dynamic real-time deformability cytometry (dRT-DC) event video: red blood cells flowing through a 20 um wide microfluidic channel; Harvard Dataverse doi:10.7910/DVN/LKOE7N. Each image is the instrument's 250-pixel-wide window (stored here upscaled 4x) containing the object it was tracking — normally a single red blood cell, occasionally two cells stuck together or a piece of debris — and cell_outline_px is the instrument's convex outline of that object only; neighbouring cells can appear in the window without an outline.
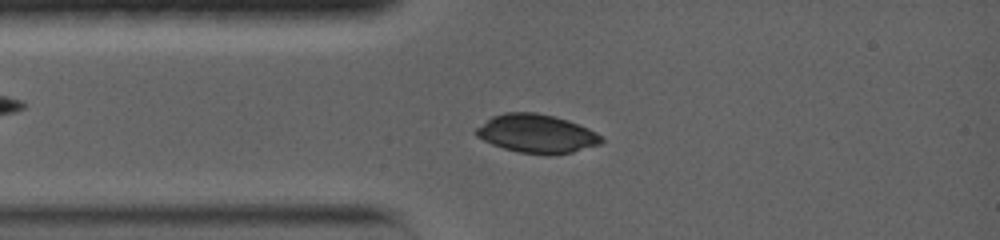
{"species": "common noctule bat (a hibernating species)", "species_latin": "Nyctalus noctula", "temperature_condition": "warm", "stored_images_in_passage": 35, "camera_frame_rate_fps": 5000, "um_per_image_px": 0.085, "animal": {"sex": "female", "body_mass_g": 19.0, "forearm_length_mm": 56.7}, "frame": {"image": 1, "passage_image": 7, "time_ms": 2.2, "image_size_px": [1000, 240], "cell_outline_px": [[604, 140], [600, 144], [572, 152], [548, 156], [544, 156], [520, 152], [504, 148], [492, 144], [476, 136], [472, 132], [476, 128], [492, 116], [504, 112], [536, 112], [556, 116], [568, 120], [588, 128], [604, 136]], "centroid_in_image_um": [45.62, 11.36], "position_along_channel_um": 39.4, "area_um2": 28.5}}
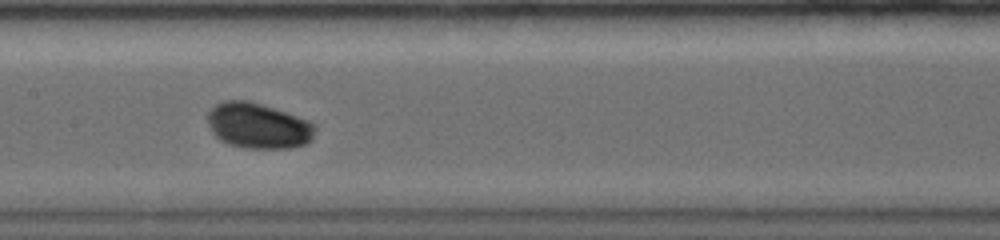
{"frame": {"image": 2, "passage_image": 17, "time_ms": 6.2, "image_size_px": [1000, 240], "cell_outline_px": [[316, 128], [312, 140], [304, 144], [288, 148], [248, 148], [228, 144], [220, 140], [212, 132], [208, 124], [208, 112], [216, 104], [224, 100], [248, 100], [308, 120], [316, 124]], "centroid_in_image_um": [21.94, 10.69], "position_along_channel_um": 185.5, "area_um2": 28.38}}
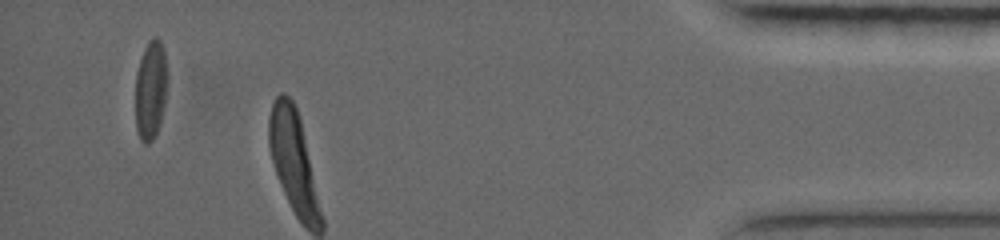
{"frame": {"image": 3, "passage_image": 33, "time_ms": 13.6, "image_size_px": [1000, 240], "cell_outline_px": [[168, 76], [164, 104], [160, 120], [156, 132], [152, 140], [148, 144], [144, 144], [140, 140], [136, 128], [136, 72], [144, 48], [148, 40], [152, 36], [156, 36], [160, 40], [164, 48]], "centroid_in_image_um": [12.81, 7.58], "position_along_channel_um": 422.4, "area_um2": 18.61}, "authors_computed_cell_mechanics": {"area_um2": 27.8596, "velocity_mm_per_s": 3.7603, "shape_relaxation_time_tau1_ms": 2.2352, "shape_relaxation_time_tau2_ms": null, "deformation_change_tau1": 0.1265, "deformation_change_tau2": null}}